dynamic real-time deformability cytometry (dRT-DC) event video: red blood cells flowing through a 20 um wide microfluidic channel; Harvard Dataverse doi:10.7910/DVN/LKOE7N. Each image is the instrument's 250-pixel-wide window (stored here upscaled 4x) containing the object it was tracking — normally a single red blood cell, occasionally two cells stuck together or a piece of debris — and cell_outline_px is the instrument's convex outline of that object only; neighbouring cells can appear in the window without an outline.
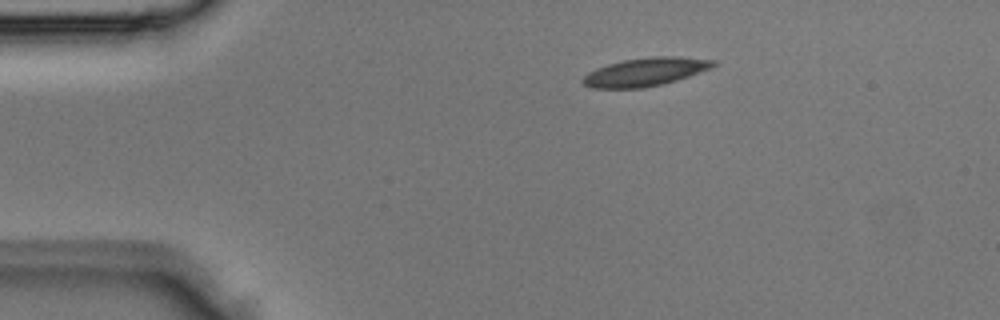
{"species": "Egyptian fruit bat (a non-hibernating species)", "species_latin": "Rousettus aegyptiacus", "temperature_condition": "room temperature", "stored_images_in_passage": 1, "camera_frame_rate_fps": 3000, "um_per_image_px": 0.085, "animal": {"sex": "male"}, "frame": {"image": 1, "passage_image": 1, "time_ms": 0.0, "image_size_px": [1000, 320], "cell_outline_px": [[716, 64], [712, 68], [664, 84], [644, 88], [592, 88], [584, 84], [580, 80], [588, 72], [596, 68], [608, 64], [624, 60], [656, 56], [680, 56], [716, 60]], "centroid_in_image_um": [54.86, 6.11], "position_along_channel_um": 30.1, "area_um2": 21.56}}